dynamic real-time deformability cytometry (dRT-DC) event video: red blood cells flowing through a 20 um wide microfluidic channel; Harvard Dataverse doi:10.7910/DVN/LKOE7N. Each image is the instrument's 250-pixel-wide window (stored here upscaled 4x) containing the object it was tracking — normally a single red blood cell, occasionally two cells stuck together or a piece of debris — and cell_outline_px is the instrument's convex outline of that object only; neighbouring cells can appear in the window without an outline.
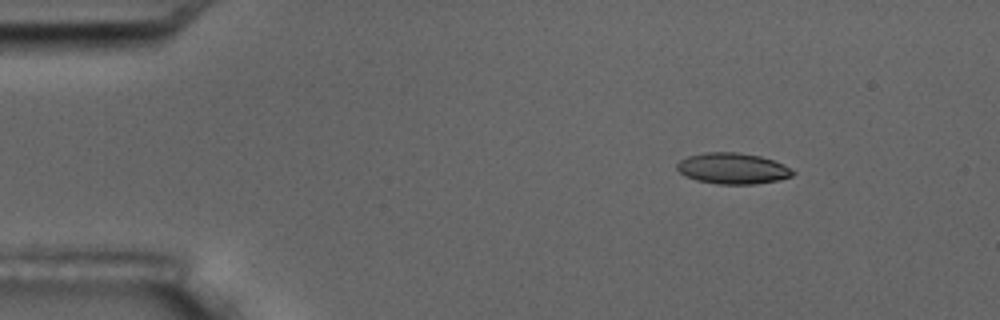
{"species": "common noctule bat (a hibernating species)", "species_latin": "Nyctalus noctula", "temperature_condition": "room temperature", "stored_images_in_passage": 3, "camera_frame_rate_fps": 3000, "um_per_image_px": 0.085, "animal": {"sex": "male", "body_mass_g": 17.5, "forearm_length_mm": 52.3}, "frame": {"image": 1, "passage_image": 1, "time_ms": 0.0, "image_size_px": [1000, 320], "cell_outline_px": [[796, 172], [792, 176], [780, 180], [756, 184], [716, 184], [696, 180], [684, 176], [676, 168], [676, 164], [680, 160], [688, 156], [704, 152], [736, 152], [760, 156], [784, 164]], "centroid_in_image_um": [62.27, 14.32], "position_along_channel_um": 22.7, "area_um2": 21.1}}